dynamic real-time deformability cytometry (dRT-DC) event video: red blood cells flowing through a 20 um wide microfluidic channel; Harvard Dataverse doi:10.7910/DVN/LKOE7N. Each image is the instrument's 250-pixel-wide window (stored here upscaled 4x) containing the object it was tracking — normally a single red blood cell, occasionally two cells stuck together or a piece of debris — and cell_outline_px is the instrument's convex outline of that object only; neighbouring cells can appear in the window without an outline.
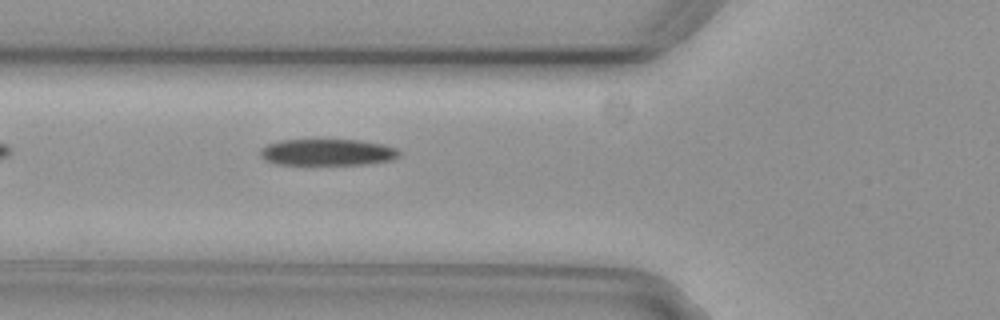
{"species": "common noctule bat (a hibernating species)", "species_latin": "Nyctalus noctula", "temperature_condition": "cold", "stored_images_in_passage": 5, "camera_frame_rate_fps": 3000, "um_per_image_px": 0.085, "animal": {"sex": "female", "body_mass_g": 29.2, "forearm_length_mm": 56.3}, "frame": {"image": 1, "passage_image": 5, "time_ms": 1.333, "image_size_px": [1000, 320], "cell_outline_px": [[400, 156], [392, 160], [368, 164], [280, 164], [268, 160], [260, 156], [260, 148], [268, 144], [280, 140], [360, 140], [384, 144], [396, 148], [400, 152]], "centroid_in_image_um": [27.88, 12.93], "position_along_channel_um": 97.9, "area_um2": 21.39}}